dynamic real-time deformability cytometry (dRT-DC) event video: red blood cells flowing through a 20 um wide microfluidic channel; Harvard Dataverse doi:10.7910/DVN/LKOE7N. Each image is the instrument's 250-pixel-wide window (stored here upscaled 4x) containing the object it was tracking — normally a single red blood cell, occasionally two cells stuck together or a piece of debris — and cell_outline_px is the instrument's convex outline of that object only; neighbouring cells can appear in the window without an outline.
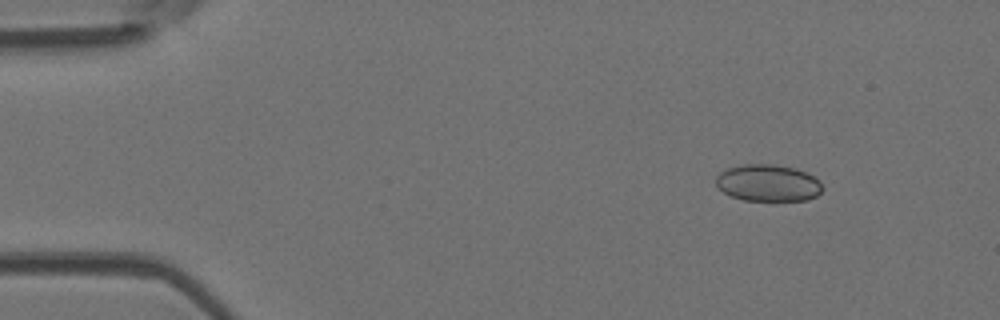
{"species": "Egyptian fruit bat (a non-hibernating species)", "species_latin": "Rousettus aegyptiacus", "temperature_condition": "room temperature", "stored_images_in_passage": 46, "camera_frame_rate_fps": 3000, "um_per_image_px": 0.085, "animal": {"sex": "female"}, "frame": {"image": 1, "passage_image": 1, "time_ms": 0.0, "image_size_px": [1000, 320], "cell_outline_px": [[824, 188], [816, 196], [808, 200], [776, 204], [744, 200], [732, 196], [724, 192], [716, 184], [716, 176], [720, 172], [728, 168], [744, 164], [776, 164], [796, 168], [820, 180]], "centroid_in_image_um": [65.33, 15.6], "position_along_channel_um": 19.7, "area_um2": 23.76}}
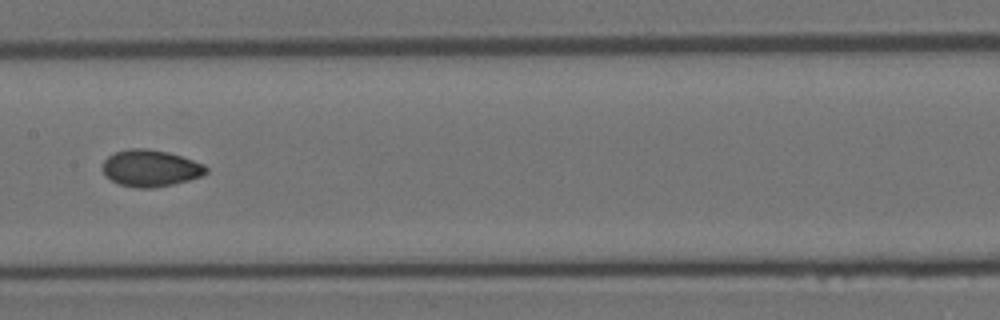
{"frame": {"image": 2, "passage_image": 21, "time_ms": 6.667, "image_size_px": [1000, 320], "cell_outline_px": [[208, 172], [200, 176], [188, 180], [172, 184], [152, 188], [136, 188], [120, 184], [112, 180], [104, 172], [104, 160], [108, 156], [116, 152], [128, 148], [148, 148], [168, 152], [204, 164], [208, 168]], "centroid_in_image_um": [12.81, 14.29], "position_along_channel_um": 194.6, "area_um2": 21.91}}
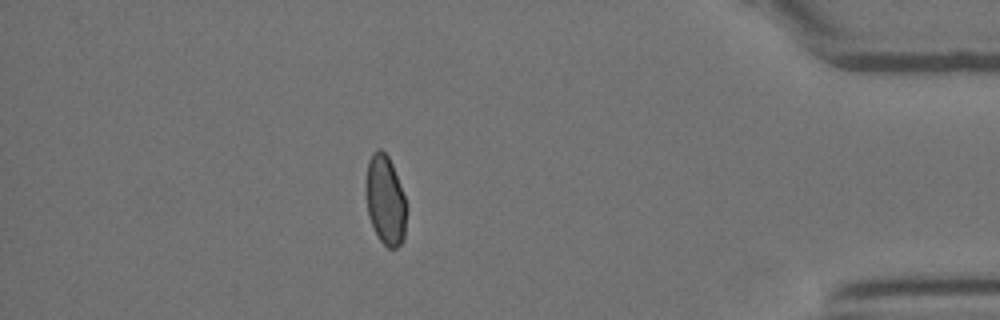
{"frame": {"image": 3, "passage_image": 40, "time_ms": 13.0, "image_size_px": [1000, 320], "cell_outline_px": [[408, 208], [404, 240], [396, 248], [388, 248], [380, 240], [368, 216], [364, 184], [368, 160], [372, 152], [376, 148], [380, 148], [388, 156], [392, 164], [404, 196]], "centroid_in_image_um": [32.75, 17.0], "position_along_channel_um": 402.5, "area_um2": 21.62}, "authors_computed_cell_mechanics": {"area_um2": 21.8484, "velocity_mm_per_s": 3.9558, "shape_relaxation_time_tau1_ms": null, "shape_relaxation_time_tau2_ms": 1.527, "deformation_change_tau1": null, "deformation_change_tau2": 0.0455}}